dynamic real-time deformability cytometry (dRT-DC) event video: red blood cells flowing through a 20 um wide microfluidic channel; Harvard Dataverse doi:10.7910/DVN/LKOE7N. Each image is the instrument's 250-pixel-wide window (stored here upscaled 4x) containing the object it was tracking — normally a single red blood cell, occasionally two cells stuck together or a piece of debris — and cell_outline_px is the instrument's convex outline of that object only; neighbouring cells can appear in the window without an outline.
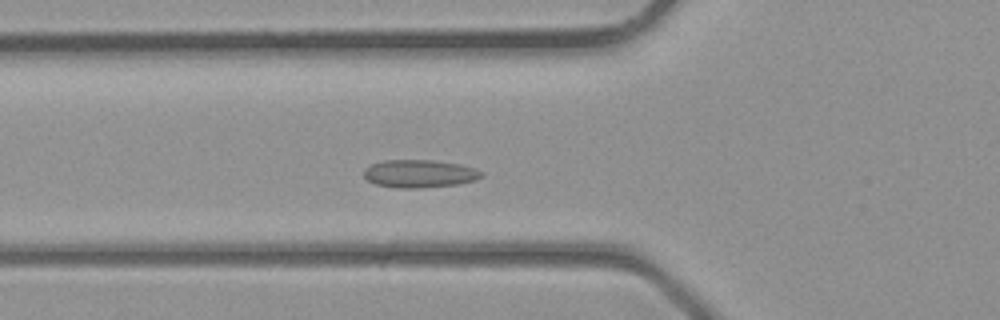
{"species": "common noctule bat (a hibernating species)", "species_latin": "Nyctalus noctula", "temperature_condition": "room temperature", "stored_images_in_passage": 31, "camera_frame_rate_fps": 3000, "um_per_image_px": 0.085, "animal": {"sex": "male", "body_mass_g": 23.1, "forearm_length_mm": 52.7}, "frame": {"image": 1, "passage_image": 9, "time_ms": 2.667, "image_size_px": [1000, 320], "cell_outline_px": [[484, 176], [476, 180], [456, 184], [424, 188], [396, 188], [376, 184], [368, 180], [364, 176], [364, 168], [372, 164], [384, 160], [432, 160], [460, 164], [476, 168], [484, 172]], "centroid_in_image_um": [35.69, 14.76], "position_along_channel_um": 90.1, "area_um2": 19.25}}
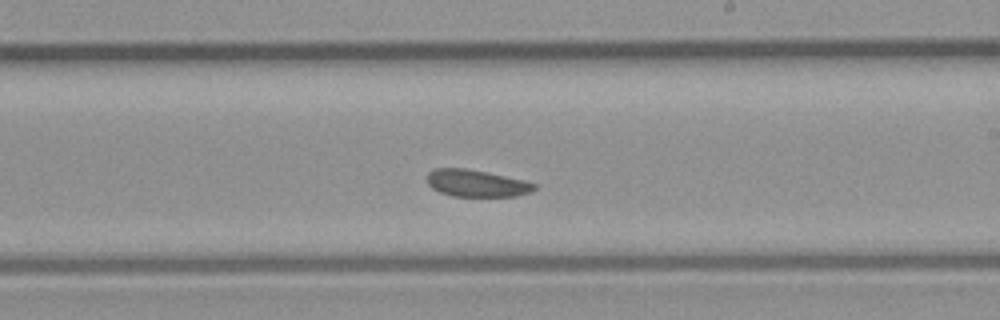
{"frame": {"image": 2, "passage_image": 18, "time_ms": 5.667, "image_size_px": [1000, 320], "cell_outline_px": [[536, 188], [532, 192], [516, 196], [452, 196], [440, 192], [432, 188], [428, 184], [428, 172], [436, 168], [464, 168], [524, 180], [536, 184]], "centroid_in_image_um": [40.5, 15.58], "position_along_channel_um": 248.5, "area_um2": 16.7}}
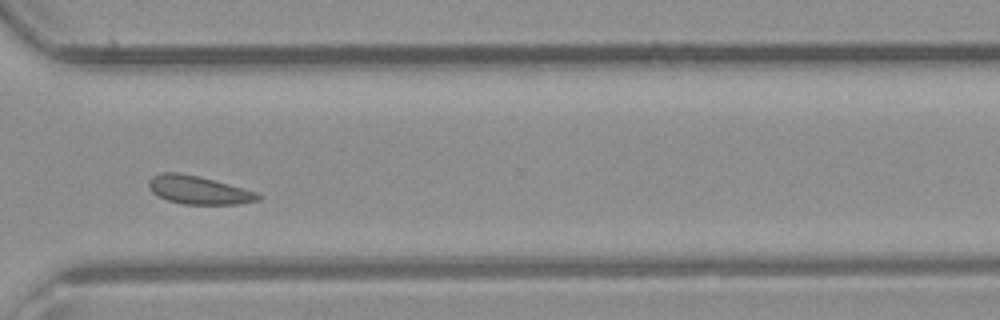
{"frame": {"image": 3, "passage_image": 24, "time_ms": 7.667, "image_size_px": [1000, 320], "cell_outline_px": [[260, 200], [240, 204], [184, 204], [168, 200], [152, 192], [148, 184], [148, 180], [152, 176], [160, 172], [180, 172], [200, 176], [260, 192]], "centroid_in_image_um": [16.91, 16.14], "position_along_channel_um": 353.7, "area_um2": 18.21}}